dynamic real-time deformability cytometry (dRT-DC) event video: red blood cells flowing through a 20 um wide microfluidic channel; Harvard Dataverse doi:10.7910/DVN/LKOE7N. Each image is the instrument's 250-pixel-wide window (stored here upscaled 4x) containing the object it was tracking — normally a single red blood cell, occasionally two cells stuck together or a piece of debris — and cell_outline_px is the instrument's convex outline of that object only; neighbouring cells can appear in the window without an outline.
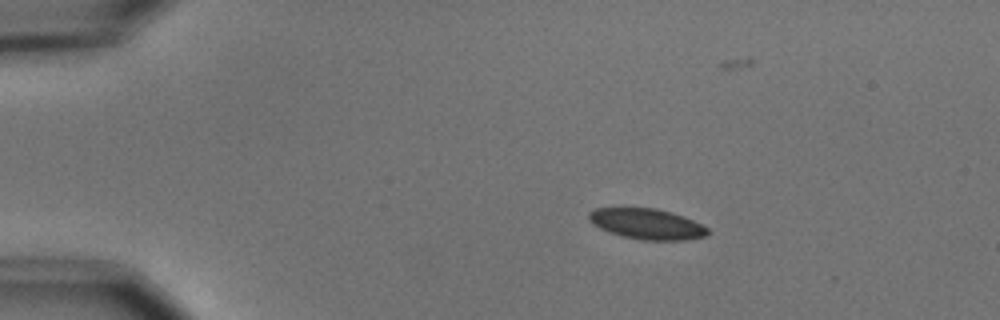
{"species": "common noctule bat (a hibernating species)", "species_latin": "Nyctalus noctula", "temperature_condition": "cold", "stored_images_in_passage": 3, "camera_frame_rate_fps": 3000, "um_per_image_px": 0.085, "animal": {"sex": "male", "body_mass_g": 15.6}, "frame": {"image": 1, "passage_image": 1, "time_ms": 0.0, "image_size_px": [1000, 320], "cell_outline_px": [[708, 236], [688, 240], [644, 240], [624, 236], [600, 228], [592, 224], [588, 220], [588, 212], [596, 208], [656, 208], [672, 212], [684, 216], [708, 228]], "centroid_in_image_um": [55.0, 19.03], "position_along_channel_um": 30.0, "area_um2": 21.15}}